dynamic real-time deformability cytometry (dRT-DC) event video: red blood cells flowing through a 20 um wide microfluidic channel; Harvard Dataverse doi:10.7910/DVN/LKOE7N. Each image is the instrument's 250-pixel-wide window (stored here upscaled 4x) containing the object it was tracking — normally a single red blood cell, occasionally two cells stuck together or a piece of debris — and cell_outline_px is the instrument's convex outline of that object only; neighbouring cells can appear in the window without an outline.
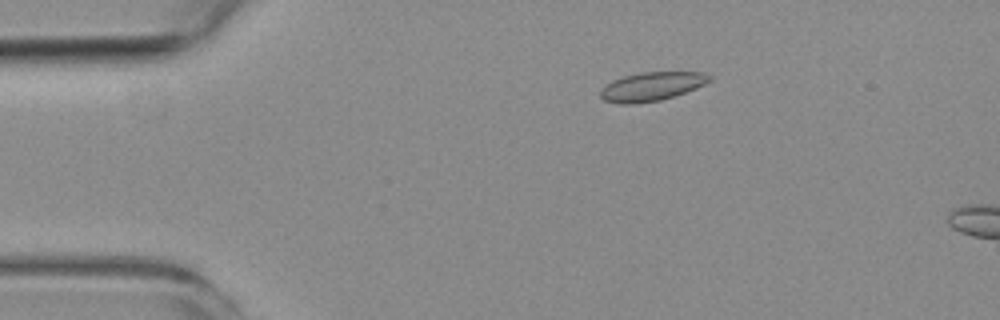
{"species": "common noctule bat (a hibernating species)", "species_latin": "Nyctalus noctula", "temperature_condition": "room temperature", "stored_images_in_passage": 4, "camera_frame_rate_fps": 3000, "um_per_image_px": 0.085, "animal": {"sex": "female", "body_mass_g": 19.3, "forearm_length_mm": 54.1}, "frame": {"image": 1, "passage_image": 3, "time_ms": 2.333, "image_size_px": [1000, 320], "cell_outline_px": [[712, 80], [696, 88], [660, 100], [632, 104], [620, 104], [604, 100], [600, 96], [600, 88], [612, 80], [624, 76], [640, 72], [704, 72], [712, 76]], "centroid_in_image_um": [55.37, 7.34], "position_along_channel_um": 29.6, "area_um2": 18.26}}